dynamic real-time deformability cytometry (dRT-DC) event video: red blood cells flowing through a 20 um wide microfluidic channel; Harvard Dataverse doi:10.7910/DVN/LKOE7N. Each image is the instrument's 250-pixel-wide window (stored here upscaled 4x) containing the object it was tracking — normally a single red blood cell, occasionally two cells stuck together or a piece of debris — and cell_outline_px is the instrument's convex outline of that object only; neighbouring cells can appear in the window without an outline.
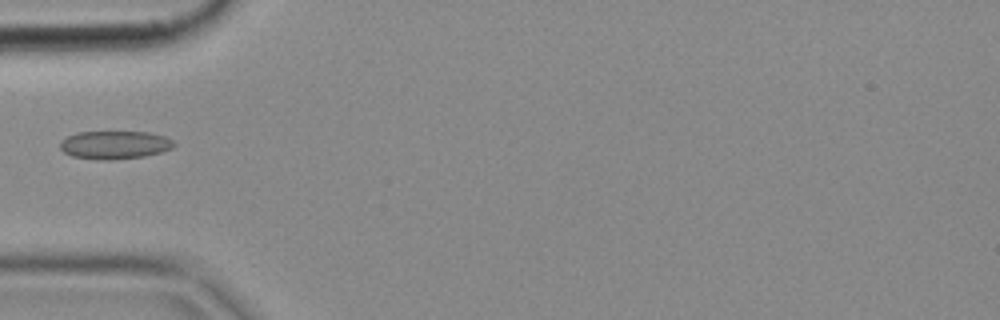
{"species": "common noctule bat (a hibernating species)", "species_latin": "Nyctalus noctula", "temperature_condition": "cold", "stored_images_in_passage": 4, "camera_frame_rate_fps": 3000, "um_per_image_px": 0.085, "animal": {"sex": "female", "body_mass_g": 18.4}, "frame": {"image": 1, "passage_image": 3, "time_ms": 0.667, "image_size_px": [1000, 320], "cell_outline_px": [[176, 144], [172, 148], [160, 152], [144, 156], [112, 160], [104, 160], [72, 156], [64, 152], [60, 148], [60, 140], [76, 132], [148, 132], [164, 136], [172, 140]], "centroid_in_image_um": [9.73, 12.31], "position_along_channel_um": 75.3, "area_um2": 18.61}}
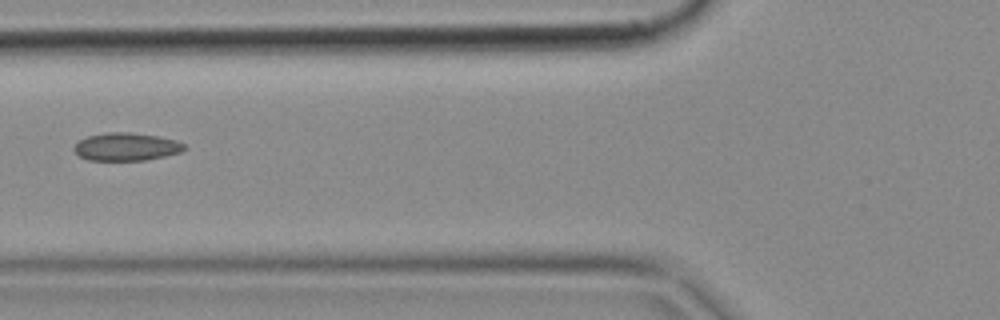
{"frame": {"image": 2, "passage_image": 4, "time_ms": 1.0, "image_size_px": [1000, 320], "cell_outline_px": [[188, 148], [180, 152], [164, 156], [144, 160], [88, 160], [80, 156], [72, 148], [80, 140], [88, 136], [108, 132], [128, 132], [156, 136], [176, 140], [184, 144]], "centroid_in_image_um": [10.74, 12.47], "position_along_channel_um": 115.1, "area_um2": 17.74}}